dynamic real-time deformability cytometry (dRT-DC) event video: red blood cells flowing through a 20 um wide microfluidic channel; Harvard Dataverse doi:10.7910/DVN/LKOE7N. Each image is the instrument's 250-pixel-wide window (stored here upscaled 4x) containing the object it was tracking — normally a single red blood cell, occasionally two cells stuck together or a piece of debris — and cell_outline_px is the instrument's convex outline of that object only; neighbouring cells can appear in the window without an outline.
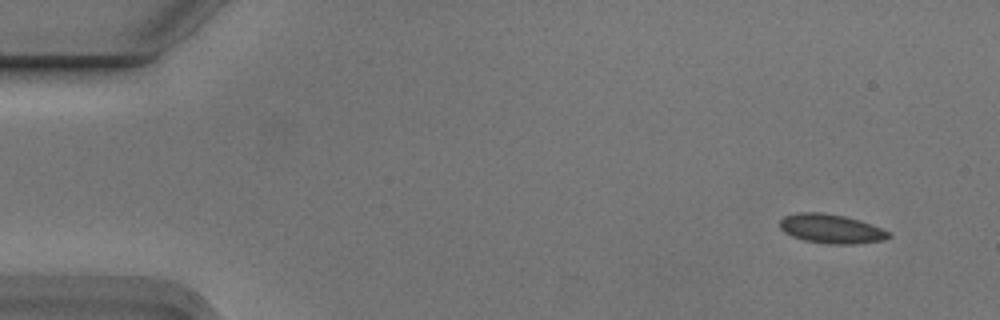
{"species": "Egyptian fruit bat (a non-hibernating species)", "species_latin": "Rousettus aegyptiacus", "temperature_condition": "cold", "stored_images_in_passage": 8, "camera_frame_rate_fps": 3000, "um_per_image_px": 0.085, "animal": {"sex": "male"}, "frame": {"image": 1, "passage_image": 1, "time_ms": 0.0, "image_size_px": [1000, 320], "cell_outline_px": [[892, 236], [884, 240], [852, 244], [828, 244], [804, 240], [792, 236], [784, 232], [780, 228], [780, 220], [784, 216], [800, 212], [820, 212], [844, 216], [860, 220], [872, 224], [892, 232]], "centroid_in_image_um": [70.68, 19.45], "position_along_channel_um": 14.3, "area_um2": 18.61}}
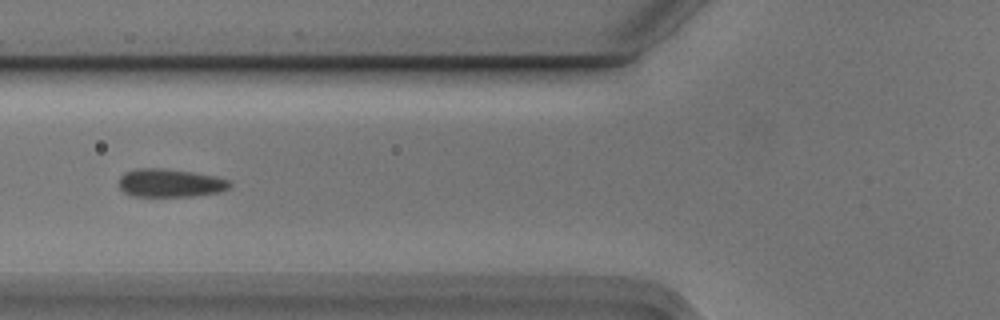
{"frame": {"image": 2, "passage_image": 5, "time_ms": 1.333, "image_size_px": [1000, 320], "cell_outline_px": [[232, 184], [228, 188], [220, 192], [192, 196], [132, 196], [124, 192], [120, 188], [120, 176], [124, 172], [136, 168], [164, 168], [192, 172], [216, 176], [228, 180]], "centroid_in_image_um": [14.45, 15.55], "position_along_channel_um": 111.3, "area_um2": 18.26}}
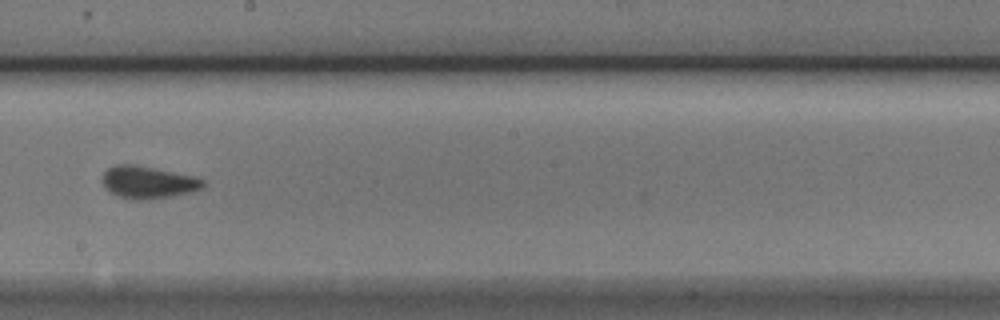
{"frame": {"image": 3, "passage_image": 8, "time_ms": 2.333, "image_size_px": [1000, 320], "cell_outline_px": [[204, 188], [192, 192], [172, 196], [148, 200], [136, 200], [116, 196], [108, 192], [104, 188], [100, 180], [100, 176], [108, 168], [116, 164], [136, 164], [196, 176], [204, 180]], "centroid_in_image_um": [12.54, 15.49], "position_along_channel_um": 235.7, "area_um2": 19.59}}